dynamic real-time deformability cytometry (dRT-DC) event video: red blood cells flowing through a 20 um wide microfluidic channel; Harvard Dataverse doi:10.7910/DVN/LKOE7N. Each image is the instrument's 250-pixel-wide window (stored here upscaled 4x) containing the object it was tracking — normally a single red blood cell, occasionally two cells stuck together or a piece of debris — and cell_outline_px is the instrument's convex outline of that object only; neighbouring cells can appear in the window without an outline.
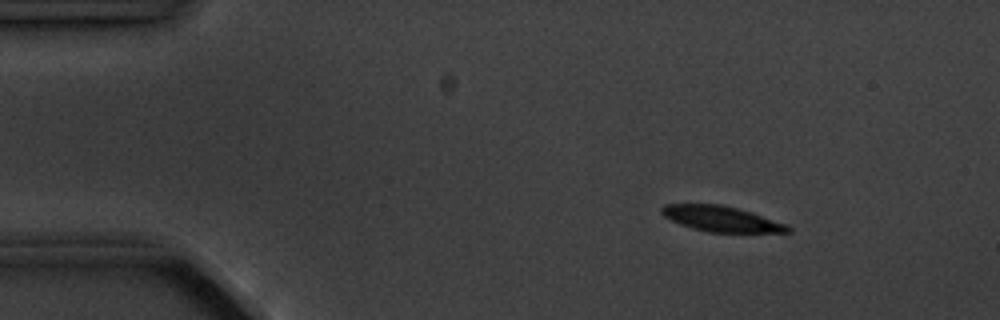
{"species": "common noctule bat (a hibernating species)", "species_latin": "Nyctalus noctula", "temperature_condition": "cold", "stored_images_in_passage": 5, "camera_frame_rate_fps": 3000, "um_per_image_px": 0.085, "animal": {"sex": "male", "body_mass_g": 20.1, "forearm_length_mm": 53.5}, "frame": {"image": 1, "passage_image": 3, "time_ms": 2.0, "image_size_px": [1000, 320], "cell_outline_px": [[792, 232], [708, 232], [692, 228], [680, 224], [664, 216], [660, 212], [660, 208], [664, 204], [724, 204], [752, 212], [788, 224], [792, 228]], "centroid_in_image_um": [61.34, 18.59], "position_along_channel_um": 23.7, "area_um2": 18.9}}